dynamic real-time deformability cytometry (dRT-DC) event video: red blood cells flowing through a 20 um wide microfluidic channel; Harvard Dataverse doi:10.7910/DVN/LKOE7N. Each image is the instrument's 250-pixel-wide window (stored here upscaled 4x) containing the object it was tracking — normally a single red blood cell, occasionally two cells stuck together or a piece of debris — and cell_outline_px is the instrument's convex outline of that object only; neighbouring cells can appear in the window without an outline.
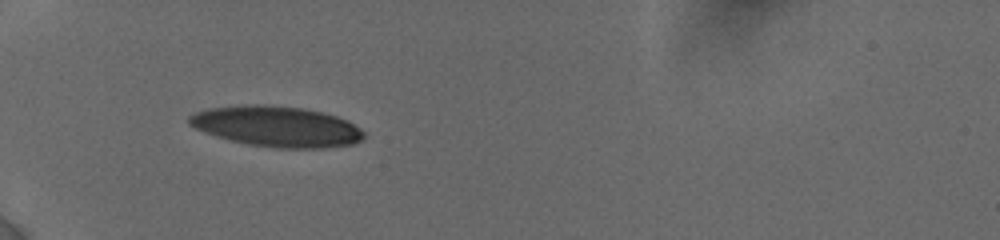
{"species": "human", "species_latin": "Homo sapiens", "temperature_condition": "cold", "stored_images_in_passage": 12, "camera_frame_rate_fps": 3000, "um_per_image_px": 0.085, "donor": {"sex": "female"}, "frame": {"image": 1, "passage_image": 1, "time_ms": 0.0, "image_size_px": [1000, 240], "cell_outline_px": [[364, 140], [352, 144], [324, 148], [276, 148], [248, 144], [216, 136], [204, 132], [188, 124], [188, 116], [196, 112], [208, 108], [244, 104], [264, 104], [304, 108], [324, 112], [348, 120], [360, 128], [364, 132]], "centroid_in_image_um": [23.53, 10.74], "position_along_channel_um": 61.5, "area_um2": 41.62}}
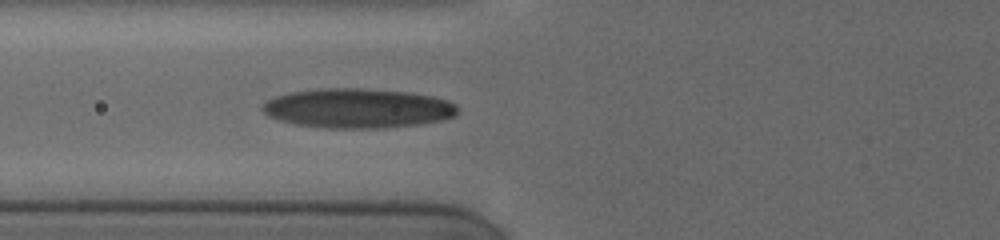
{"frame": {"image": 2, "passage_image": 9, "time_ms": 1.333, "image_size_px": [1000, 240], "cell_outline_px": [[456, 116], [444, 120], [416, 124], [376, 128], [328, 128], [296, 124], [280, 120], [268, 116], [260, 108], [260, 104], [276, 96], [292, 92], [320, 88], [360, 88], [408, 92], [432, 96], [448, 100], [456, 104]], "centroid_in_image_um": [30.39, 9.2], "position_along_channel_um": 95.4, "area_um2": 44.85}}